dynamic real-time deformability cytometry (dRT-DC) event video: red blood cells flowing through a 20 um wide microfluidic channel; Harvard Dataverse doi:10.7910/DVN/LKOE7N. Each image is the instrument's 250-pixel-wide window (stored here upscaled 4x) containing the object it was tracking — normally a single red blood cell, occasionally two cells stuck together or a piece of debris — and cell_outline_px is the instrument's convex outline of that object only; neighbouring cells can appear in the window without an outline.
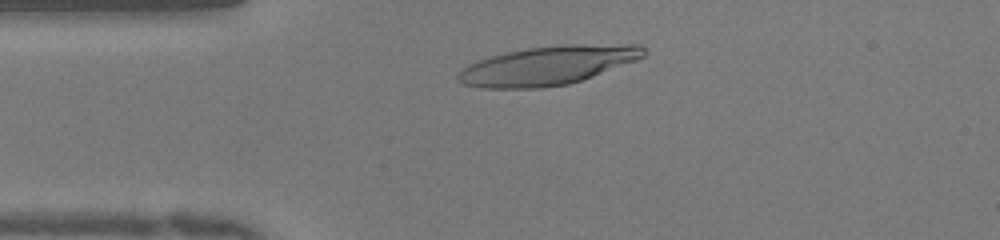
{"species": "human", "species_latin": "Homo sapiens", "temperature_condition": "warm", "stored_images_in_passage": 37, "camera_frame_rate_fps": 3000, "um_per_image_px": 0.085, "donor": {"sex": "female"}, "frame": {"image": 1, "passage_image": 6, "time_ms": 1.667, "image_size_px": [1000, 240], "cell_outline_px": [[648, 52], [644, 56], [636, 60], [592, 76], [568, 84], [540, 88], [480, 88], [464, 84], [456, 76], [468, 64], [492, 56], [508, 52], [528, 48], [568, 44], [640, 44]], "centroid_in_image_um": [46.6, 5.56], "position_along_channel_um": 38.4, "area_um2": 41.62}}
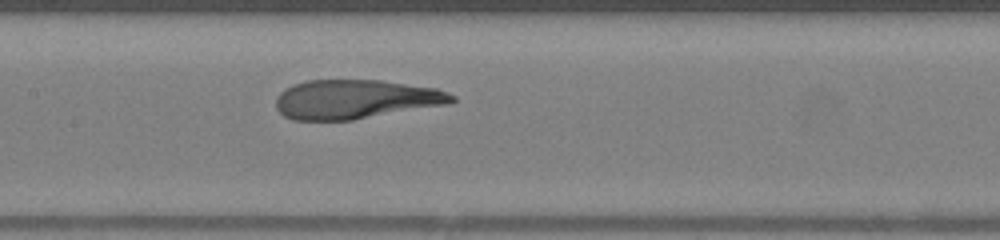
{"frame": {"image": 2, "passage_image": 18, "time_ms": 5.667, "image_size_px": [1000, 240], "cell_outline_px": [[456, 100], [448, 104], [352, 120], [292, 120], [284, 116], [276, 108], [276, 96], [280, 92], [292, 84], [304, 80], [380, 80], [436, 88], [456, 96]], "centroid_in_image_um": [30.19, 8.43], "position_along_channel_um": 177.2, "area_um2": 40.23}}
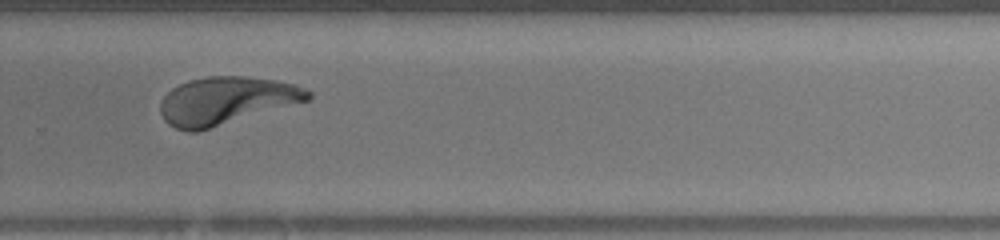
{"frame": {"image": 3, "passage_image": 28, "time_ms": 9.0, "image_size_px": [1000, 240], "cell_outline_px": [[312, 96], [308, 100], [200, 132], [188, 132], [176, 128], [168, 124], [164, 120], [160, 112], [160, 104], [164, 96], [172, 88], [188, 80], [208, 76], [244, 76], [276, 80], [296, 84], [312, 92]], "centroid_in_image_um": [19.22, 8.57], "position_along_channel_um": 310.6, "area_um2": 41.21}}